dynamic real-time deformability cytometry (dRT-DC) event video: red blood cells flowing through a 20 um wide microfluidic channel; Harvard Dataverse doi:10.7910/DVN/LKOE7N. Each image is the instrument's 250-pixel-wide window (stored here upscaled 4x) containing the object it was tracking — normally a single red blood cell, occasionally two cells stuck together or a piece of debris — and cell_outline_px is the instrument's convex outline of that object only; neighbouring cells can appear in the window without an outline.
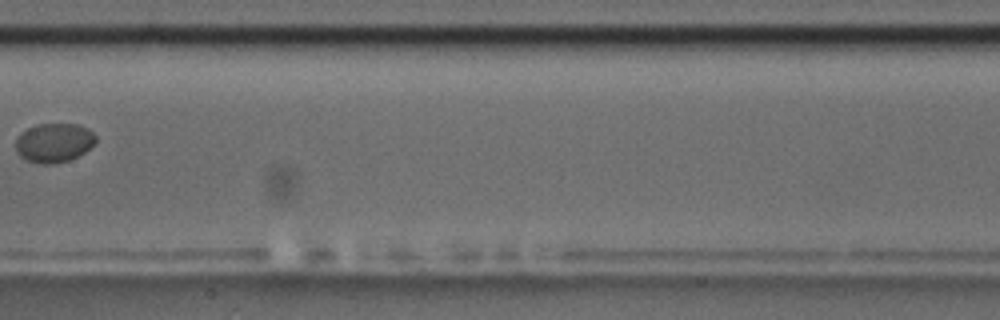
{"species": "common noctule bat (a hibernating species)", "species_latin": "Nyctalus noctula", "temperature_condition": "room temperature", "stored_images_in_passage": 9, "camera_frame_rate_fps": 3000, "um_per_image_px": 0.085, "animal": {"sex": "male", "body_mass_g": 17.5, "forearm_length_mm": 52.3}, "frame": {"image": 1, "passage_image": 9, "time_ms": 2.667, "image_size_px": [1000, 320], "cell_outline_px": [[96, 140], [84, 152], [68, 160], [52, 164], [40, 164], [24, 160], [16, 152], [16, 136], [20, 132], [36, 124], [76, 124], [88, 128], [96, 136]], "centroid_in_image_um": [4.53, 12.13], "position_along_channel_um": 202.9, "area_um2": 18.32}}